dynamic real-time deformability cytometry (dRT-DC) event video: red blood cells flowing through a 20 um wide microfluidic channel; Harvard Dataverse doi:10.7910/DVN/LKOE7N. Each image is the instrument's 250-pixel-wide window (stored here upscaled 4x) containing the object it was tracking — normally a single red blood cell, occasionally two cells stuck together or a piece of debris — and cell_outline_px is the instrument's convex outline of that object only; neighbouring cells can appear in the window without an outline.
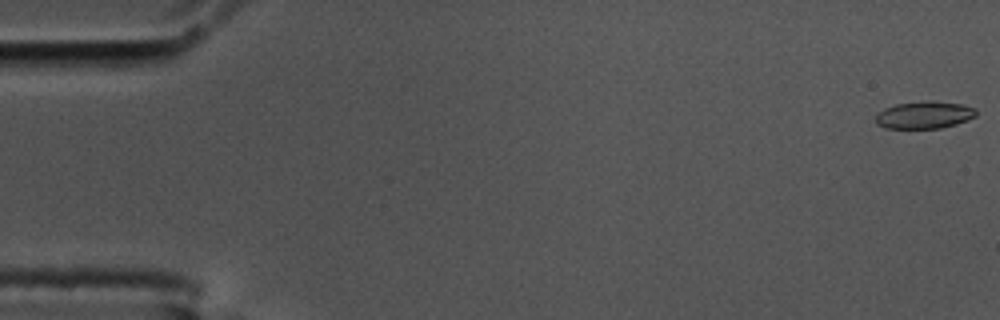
{"species": "common noctule bat (a hibernating species)", "species_latin": "Nyctalus noctula", "temperature_condition": "cold", "stored_images_in_passage": 56, "camera_frame_rate_fps": 3000, "um_per_image_px": 0.085, "animal": {"sex": "male", "body_mass_g": 17.5, "forearm_length_mm": 52.3}, "frame": {"image": 1, "passage_image": 1, "time_ms": 0.0, "image_size_px": [1000, 320], "cell_outline_px": [[976, 116], [968, 120], [956, 124], [940, 128], [884, 128], [876, 124], [876, 112], [884, 108], [896, 104], [932, 100], [964, 104], [976, 108]], "centroid_in_image_um": [78.57, 9.76], "position_along_channel_um": 6.4, "area_um2": 16.18}}
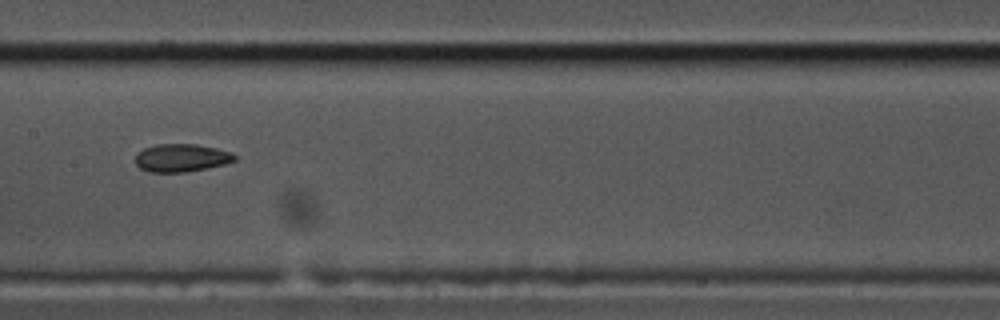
{"frame": {"image": 2, "passage_image": 28, "time_ms": 9.0, "image_size_px": [1000, 320], "cell_outline_px": [[236, 160], [224, 164], [208, 168], [188, 172], [148, 172], [140, 168], [136, 164], [136, 152], [144, 148], [156, 144], [196, 144], [216, 148], [232, 152], [236, 156]], "centroid_in_image_um": [15.41, 13.42], "position_along_channel_um": 192.0, "area_um2": 16.3}}
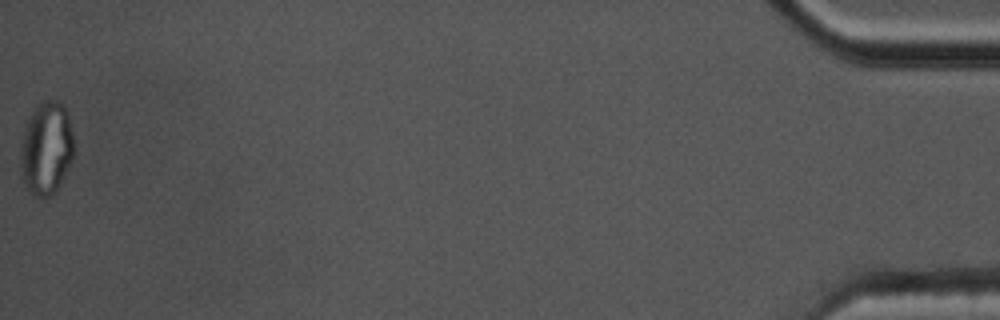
{"frame": {"image": 3, "passage_image": 56, "time_ms": 18.333, "image_size_px": [1000, 320], "cell_outline_px": [[72, 160], [56, 192], [44, 200], [40, 200], [32, 196], [28, 192], [20, 176], [20, 152], [24, 128], [28, 116], [36, 104], [40, 100], [56, 100], [64, 104], [68, 116], [72, 132]], "centroid_in_image_um": [3.89, 12.64], "position_along_channel_um": 431.3, "area_um2": 29.71}, "authors_computed_cell_mechanics": {"area_um2": 16.7909, "velocity_mm_per_s": 3.6295, "shape_relaxation_time_tau1_ms": null, "shape_relaxation_time_tau2_ms": 3.5822, "deformation_change_tau1": null, "deformation_change_tau2": 0.0913}}